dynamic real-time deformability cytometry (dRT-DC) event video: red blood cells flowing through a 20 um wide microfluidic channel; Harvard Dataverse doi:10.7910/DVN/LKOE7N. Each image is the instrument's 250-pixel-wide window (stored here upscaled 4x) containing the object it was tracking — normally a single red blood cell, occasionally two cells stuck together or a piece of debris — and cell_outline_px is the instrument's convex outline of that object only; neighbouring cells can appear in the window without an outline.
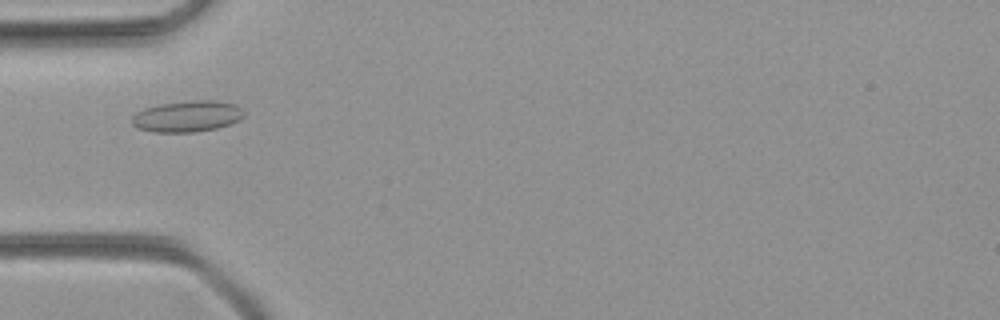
{"species": "common noctule bat (a hibernating species)", "species_latin": "Nyctalus noctula", "temperature_condition": "room temperature", "stored_images_in_passage": 42, "camera_frame_rate_fps": 3000, "um_per_image_px": 0.085, "animal": {"sex": "female", "body_mass_g": 21.9}, "frame": {"image": 1, "passage_image": 8, "time_ms": 2.333, "image_size_px": [1000, 320], "cell_outline_px": [[244, 116], [240, 120], [216, 128], [196, 132], [152, 132], [136, 128], [132, 124], [132, 116], [136, 112], [144, 108], [160, 104], [192, 100], [212, 100], [236, 104], [244, 112]], "centroid_in_image_um": [15.89, 9.89], "position_along_channel_um": 69.1, "area_um2": 20.46}}
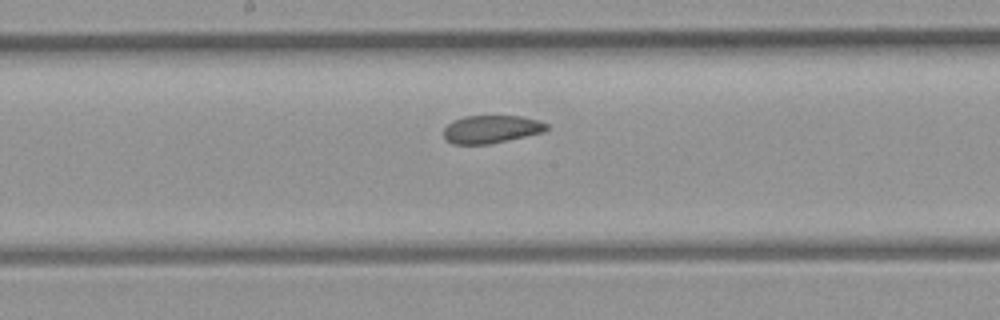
{"frame": {"image": 2, "passage_image": 18, "time_ms": 5.667, "image_size_px": [1000, 320], "cell_outline_px": [[548, 128], [544, 132], [508, 140], [488, 144], [452, 144], [444, 140], [444, 128], [452, 120], [464, 116], [520, 116], [536, 120], [548, 124]], "centroid_in_image_um": [41.72, 10.99], "position_along_channel_um": 206.5, "area_um2": 16.76}}
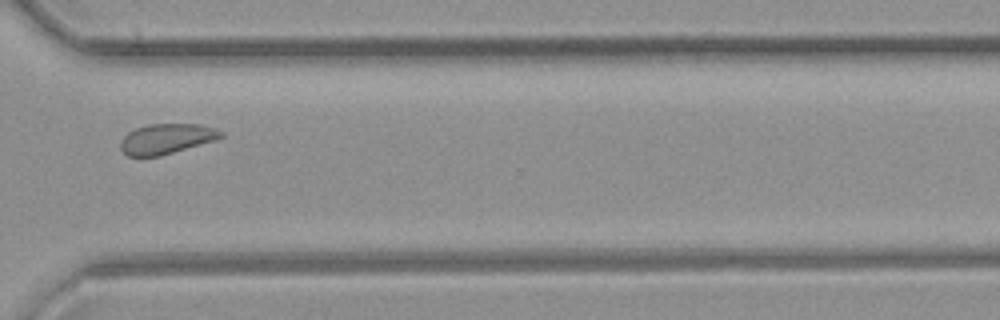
{"frame": {"image": 3, "passage_image": 29, "time_ms": 9.333, "image_size_px": [1000, 320], "cell_outline_px": [[224, 136], [216, 140], [160, 156], [128, 156], [120, 148], [120, 140], [128, 132], [136, 128], [148, 124], [200, 124], [216, 128], [224, 132]], "centroid_in_image_um": [14.17, 11.79], "position_along_channel_um": 356.4, "area_um2": 17.74}}